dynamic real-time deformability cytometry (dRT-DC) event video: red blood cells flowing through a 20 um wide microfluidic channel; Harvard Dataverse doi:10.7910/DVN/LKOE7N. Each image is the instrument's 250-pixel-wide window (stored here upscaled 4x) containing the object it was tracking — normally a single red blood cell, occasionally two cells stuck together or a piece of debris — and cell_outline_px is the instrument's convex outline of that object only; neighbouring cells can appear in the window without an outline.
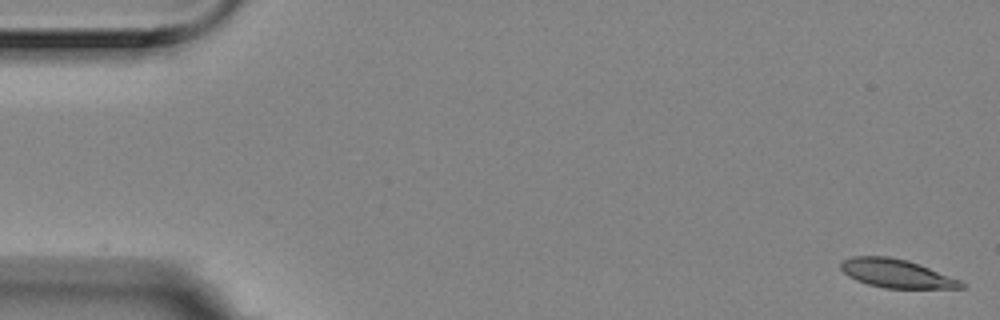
{"species": "Egyptian fruit bat (a non-hibernating species)", "species_latin": "Rousettus aegyptiacus", "temperature_condition": "room temperature", "stored_images_in_passage": 56, "camera_frame_rate_fps": 3000, "um_per_image_px": 0.085, "animal": {"sex": "female"}, "frame": {"image": 1, "passage_image": 1, "time_ms": 0.0, "image_size_px": [1000, 320], "cell_outline_px": [[964, 288], [884, 288], [868, 284], [856, 280], [848, 276], [840, 268], [840, 264], [844, 260], [852, 256], [888, 256], [908, 260], [920, 264], [960, 280], [964, 284]], "centroid_in_image_um": [76.18, 23.24], "position_along_channel_um": 8.8, "area_um2": 19.94}}
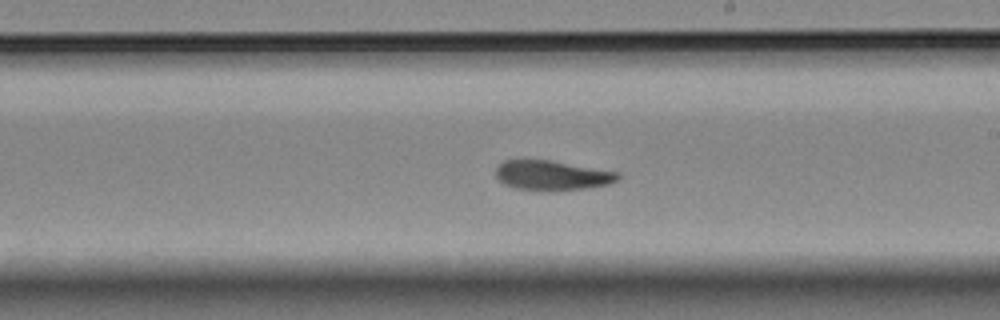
{"frame": {"image": 2, "passage_image": 32, "time_ms": 10.333, "image_size_px": [1000, 320], "cell_outline_px": [[620, 176], [616, 180], [608, 184], [588, 188], [556, 192], [536, 192], [516, 188], [504, 184], [496, 176], [496, 168], [504, 160], [548, 160], [616, 172]], "centroid_in_image_um": [46.87, 14.95], "position_along_channel_um": 242.1, "area_um2": 21.27}}
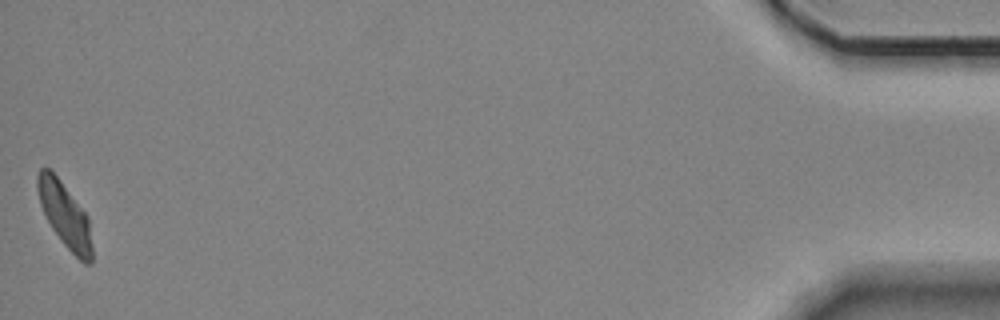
{"frame": {"image": 3, "passage_image": 56, "time_ms": 18.333, "image_size_px": [1000, 320], "cell_outline_px": [[92, 264], [84, 264], [60, 240], [52, 228], [40, 204], [36, 188], [36, 176], [40, 168], [48, 168], [60, 180], [88, 216], [92, 248]], "centroid_in_image_um": [5.5, 18.28], "position_along_channel_um": 429.7, "area_um2": 20.35}, "authors_computed_cell_mechanics": {"area_um2": 21.2415, "velocity_mm_per_s": 3.5156, "shape_relaxation_time_tau1_ms": 7.1038, "shape_relaxation_time_tau2_ms": 3.0769, "deformation_change_tau1": 0.1929, "deformation_change_tau2": 0.0856}}